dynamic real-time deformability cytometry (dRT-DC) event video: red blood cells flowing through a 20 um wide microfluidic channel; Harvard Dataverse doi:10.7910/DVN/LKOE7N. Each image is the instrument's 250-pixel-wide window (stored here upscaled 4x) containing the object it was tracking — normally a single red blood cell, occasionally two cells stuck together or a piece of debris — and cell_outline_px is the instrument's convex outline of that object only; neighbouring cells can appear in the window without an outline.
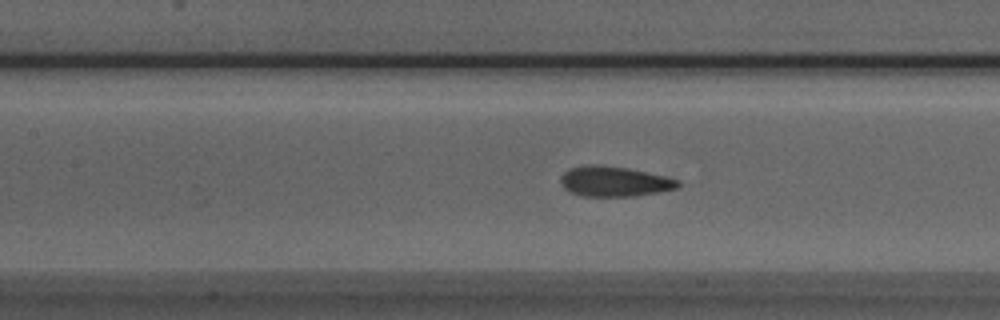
{"species": "Egyptian fruit bat (a non-hibernating species)", "species_latin": "Rousettus aegyptiacus", "temperature_condition": "room temperature", "stored_images_in_passage": 37, "camera_frame_rate_fps": 3000, "um_per_image_px": 0.085, "animal": {"sex": "male"}, "frame": {"image": 1, "passage_image": 8, "time_ms": 2.333, "image_size_px": [1000, 320], "cell_outline_px": [[680, 188], [660, 192], [636, 196], [584, 196], [572, 192], [564, 188], [560, 180], [560, 176], [568, 168], [592, 164], [596, 164], [628, 168], [668, 176], [680, 180]], "centroid_in_image_um": [52.27, 15.42], "position_along_channel_um": 155.1, "area_um2": 20.87}}
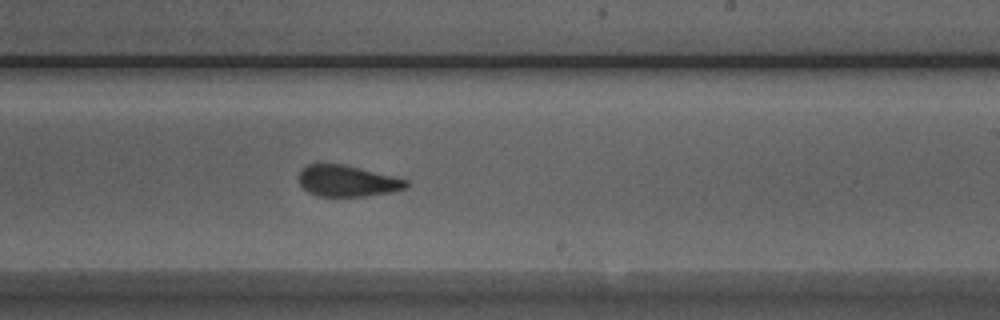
{"frame": {"image": 2, "passage_image": 16, "time_ms": 5.0, "image_size_px": [1000, 320], "cell_outline_px": [[408, 188], [392, 192], [368, 196], [320, 196], [308, 192], [300, 184], [296, 176], [308, 164], [344, 164], [408, 180]], "centroid_in_image_um": [29.52, 15.39], "position_along_channel_um": 259.5, "area_um2": 19.54}}
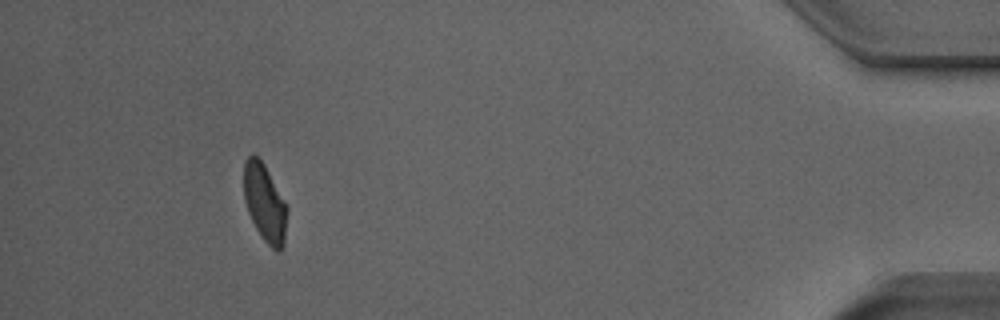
{"frame": {"image": 3, "passage_image": 33, "time_ms": 10.667, "image_size_px": [1000, 320], "cell_outline_px": [[288, 212], [284, 244], [280, 252], [276, 252], [264, 240], [256, 228], [248, 212], [244, 200], [244, 164], [248, 156], [252, 152], [264, 164], [284, 200], [288, 208]], "centroid_in_image_um": [22.51, 17.27], "position_along_channel_um": 412.7, "area_um2": 19.59}, "authors_computed_cell_mechanics": {"area_um2": 20.519, "velocity_mm_per_s": 3.9232, "shape_relaxation_time_tau1_ms": 6.6595, "shape_relaxation_time_tau2_ms": 1.3468, "deformation_change_tau1": 0.1543, "deformation_change_tau2": 0.0514}}